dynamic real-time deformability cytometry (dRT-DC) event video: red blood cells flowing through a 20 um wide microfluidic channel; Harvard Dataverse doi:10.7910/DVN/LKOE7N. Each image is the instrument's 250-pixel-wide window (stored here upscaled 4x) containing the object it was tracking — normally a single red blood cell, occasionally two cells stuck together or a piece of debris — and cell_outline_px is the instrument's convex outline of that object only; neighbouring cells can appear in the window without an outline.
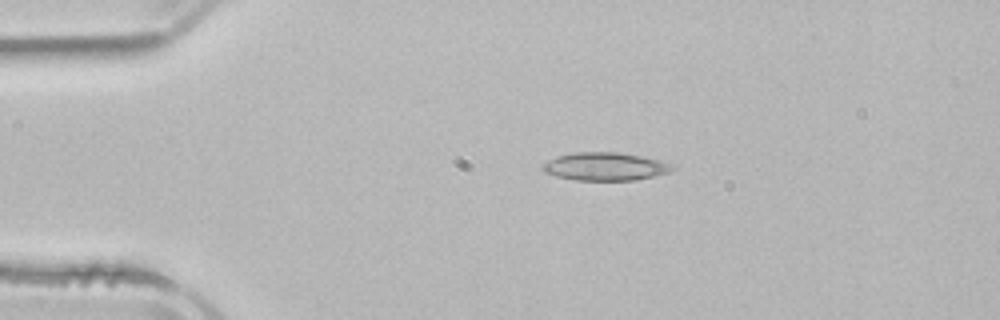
{"species": "common noctule bat (a hibernating species)", "species_latin": "Nyctalus noctula", "temperature_condition": "room temperature", "stored_images_in_passage": 2, "camera_frame_rate_fps": 3000, "um_per_image_px": 0.085, "animal": {"sex": "male", "body_mass_g": 21.5, "forearm_length_mm": 52.0}, "frame": {"image": 1, "passage_image": 1, "time_ms": 0.0, "image_size_px": [1000, 320], "cell_outline_px": [[676, 168], [668, 172], [652, 176], [632, 180], [576, 180], [556, 176], [544, 172], [540, 168], [548, 160], [556, 156], [572, 152], [620, 152], [640, 156], [676, 164]], "centroid_in_image_um": [51.42, 14.14], "position_along_channel_um": 33.6, "area_um2": 21.21}}